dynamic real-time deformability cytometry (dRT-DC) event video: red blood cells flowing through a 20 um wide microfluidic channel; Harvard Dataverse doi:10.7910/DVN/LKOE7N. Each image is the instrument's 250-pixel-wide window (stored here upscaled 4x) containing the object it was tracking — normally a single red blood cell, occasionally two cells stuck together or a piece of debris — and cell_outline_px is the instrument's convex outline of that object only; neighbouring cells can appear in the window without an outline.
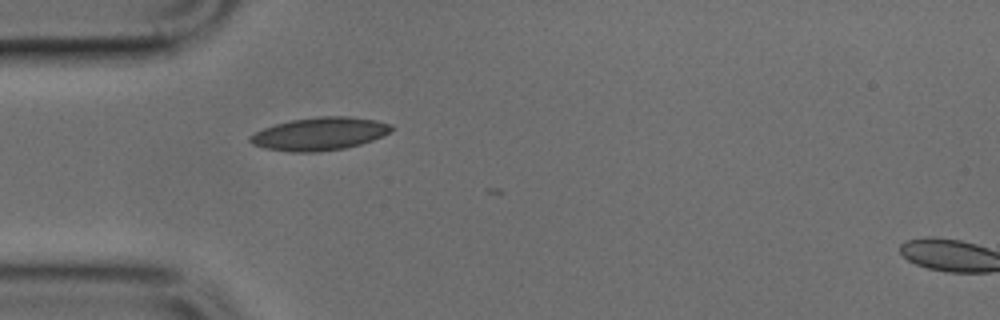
{"species": "common noctule bat (a hibernating species)", "species_latin": "Nyctalus noctula", "temperature_condition": "cold", "stored_images_in_passage": 3, "camera_frame_rate_fps": 3000, "um_per_image_px": 0.085, "animal": {"sex": "male", "body_mass_g": 17.9, "forearm_length_mm": 54.2}, "frame": {"image": 1, "passage_image": 1, "time_ms": 0.0, "image_size_px": [1000, 320], "cell_outline_px": [[396, 128], [372, 140], [360, 144], [344, 148], [316, 152], [292, 152], [264, 148], [252, 144], [248, 140], [248, 136], [264, 128], [276, 124], [292, 120], [320, 116], [348, 116], [376, 120], [388, 124]], "centroid_in_image_um": [27.13, 11.37], "position_along_channel_um": 57.9, "area_um2": 26.88}}